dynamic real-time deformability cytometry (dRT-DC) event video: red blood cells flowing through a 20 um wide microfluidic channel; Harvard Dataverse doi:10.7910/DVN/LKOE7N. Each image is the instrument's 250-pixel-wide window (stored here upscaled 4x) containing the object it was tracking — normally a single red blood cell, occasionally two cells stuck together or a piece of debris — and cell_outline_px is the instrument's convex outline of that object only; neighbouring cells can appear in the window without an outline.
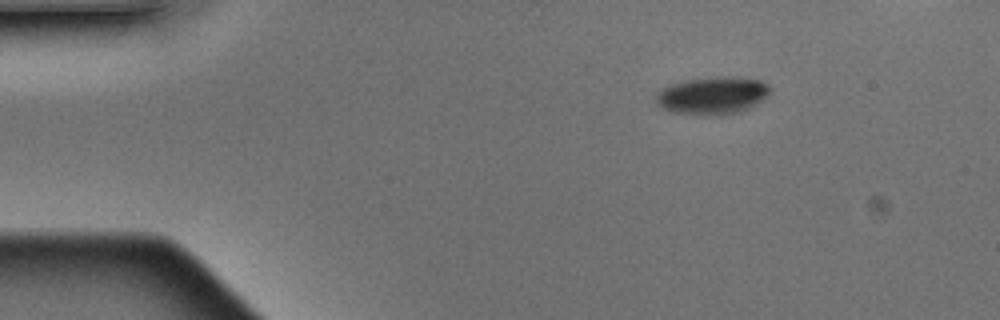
{"species": "Egyptian fruit bat (a non-hibernating species)", "species_latin": "Rousettus aegyptiacus", "temperature_condition": "warm", "stored_images_in_passage": 3, "camera_frame_rate_fps": 3000, "um_per_image_px": 0.085, "animal": {"sex": "male"}, "frame": {"image": 1, "passage_image": 2, "time_ms": 0.333, "image_size_px": [1000, 320], "cell_outline_px": [[772, 88], [756, 104], [740, 112], [724, 116], [700, 116], [672, 112], [664, 108], [656, 100], [656, 92], [660, 88], [668, 84], [688, 80], [716, 76], [728, 76], [760, 80], [768, 84]], "centroid_in_image_um": [60.53, 8.13], "position_along_channel_um": 24.5, "area_um2": 25.26}}